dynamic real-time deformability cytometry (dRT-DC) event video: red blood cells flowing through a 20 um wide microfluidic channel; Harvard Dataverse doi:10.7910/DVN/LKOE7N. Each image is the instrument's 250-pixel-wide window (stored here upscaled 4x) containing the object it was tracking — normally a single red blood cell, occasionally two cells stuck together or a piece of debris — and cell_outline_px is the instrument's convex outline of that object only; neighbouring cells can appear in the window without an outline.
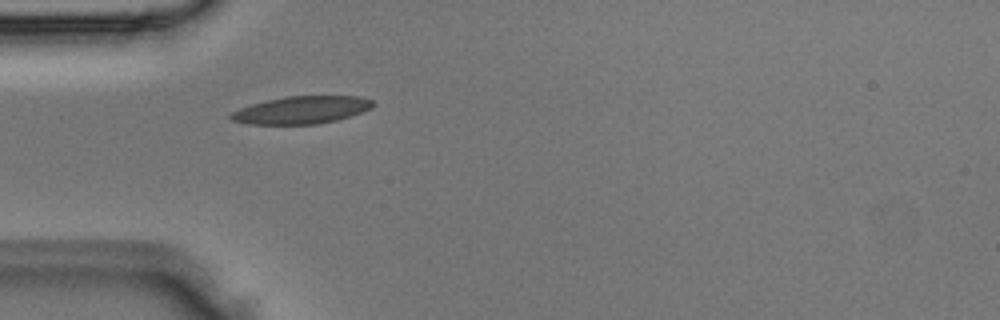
{"species": "Egyptian fruit bat (a non-hibernating species)", "species_latin": "Rousettus aegyptiacus", "temperature_condition": "room temperature", "stored_images_in_passage": 4, "camera_frame_rate_fps": 3000, "um_per_image_px": 0.085, "animal": {"sex": "male"}, "frame": {"image": 1, "passage_image": 4, "time_ms": 1.0, "image_size_px": [1000, 320], "cell_outline_px": [[376, 104], [372, 108], [336, 120], [316, 124], [248, 124], [232, 120], [228, 116], [232, 112], [240, 108], [252, 104], [284, 96], [360, 96], [372, 100]], "centroid_in_image_um": [25.63, 9.34], "position_along_channel_um": 59.4, "area_um2": 22.66}}